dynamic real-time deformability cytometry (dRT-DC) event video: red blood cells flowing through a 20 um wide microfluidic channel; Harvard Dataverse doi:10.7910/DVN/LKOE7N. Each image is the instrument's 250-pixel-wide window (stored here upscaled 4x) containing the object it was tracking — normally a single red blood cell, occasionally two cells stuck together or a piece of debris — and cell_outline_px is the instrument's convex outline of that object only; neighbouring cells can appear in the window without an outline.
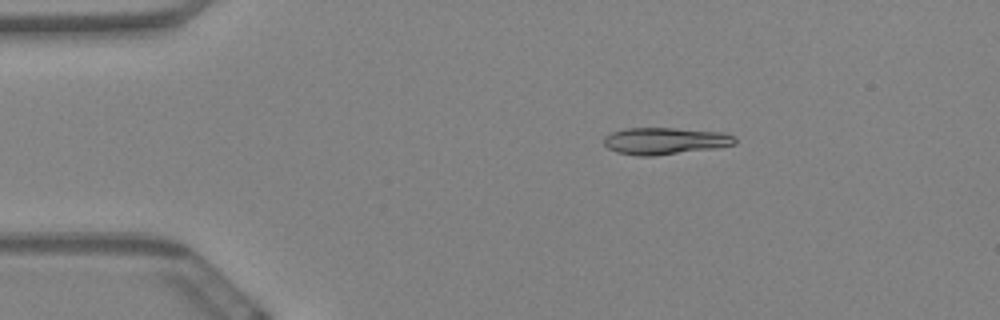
{"species": "Egyptian fruit bat (a non-hibernating species)", "species_latin": "Rousettus aegyptiacus", "temperature_condition": "warm", "stored_images_in_passage": 50, "camera_frame_rate_fps": 3000, "um_per_image_px": 0.085, "animal": {"sex": "female"}, "frame": {"image": 1, "passage_image": 1, "time_ms": 0.0, "image_size_px": [1000, 320], "cell_outline_px": [[736, 144], [716, 148], [652, 156], [640, 156], [616, 152], [608, 148], [604, 144], [604, 136], [612, 132], [624, 128], [676, 128], [724, 132], [732, 136], [736, 140]], "centroid_in_image_um": [56.51, 11.97], "position_along_channel_um": 28.5, "area_um2": 20.58}}
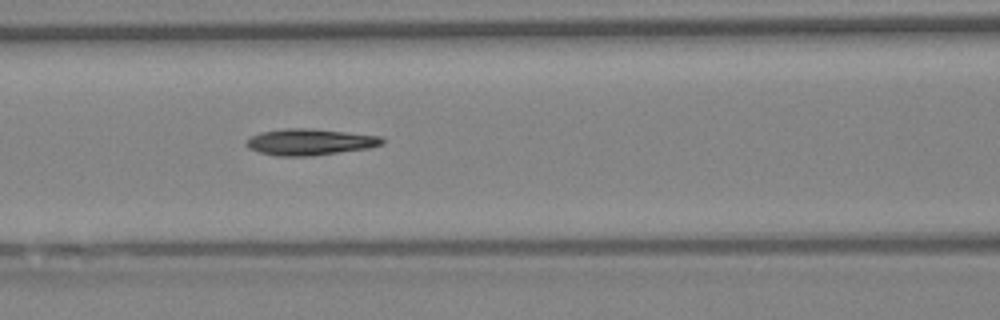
{"frame": {"image": 2, "passage_image": 16, "time_ms": 5.0, "image_size_px": [1000, 320], "cell_outline_px": [[384, 144], [368, 148], [312, 156], [276, 156], [260, 152], [248, 148], [244, 144], [244, 140], [260, 132], [284, 128], [304, 128], [344, 132], [380, 136], [384, 140]], "centroid_in_image_um": [26.28, 12.07], "position_along_channel_um": 140.3, "area_um2": 20.81}}
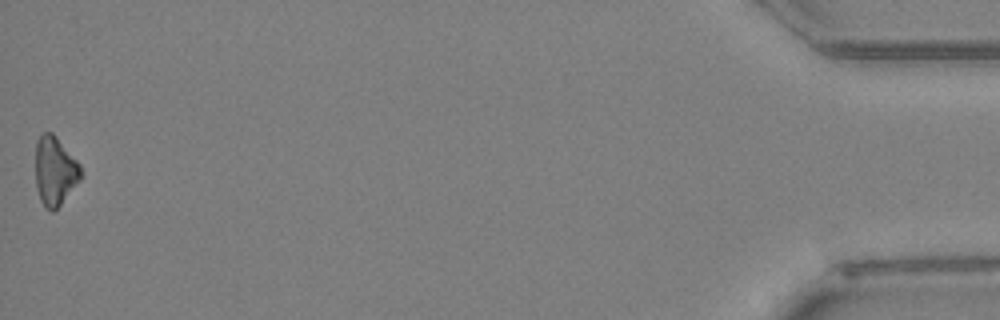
{"frame": {"image": 3, "passage_image": 50, "time_ms": 16.333, "image_size_px": [1000, 320], "cell_outline_px": [[84, 176], [60, 204], [52, 212], [44, 208], [40, 200], [36, 188], [36, 140], [44, 132], [52, 132], [56, 136], [80, 164]], "centroid_in_image_um": [4.68, 14.54], "position_along_channel_um": 430.5, "area_um2": 18.32}}